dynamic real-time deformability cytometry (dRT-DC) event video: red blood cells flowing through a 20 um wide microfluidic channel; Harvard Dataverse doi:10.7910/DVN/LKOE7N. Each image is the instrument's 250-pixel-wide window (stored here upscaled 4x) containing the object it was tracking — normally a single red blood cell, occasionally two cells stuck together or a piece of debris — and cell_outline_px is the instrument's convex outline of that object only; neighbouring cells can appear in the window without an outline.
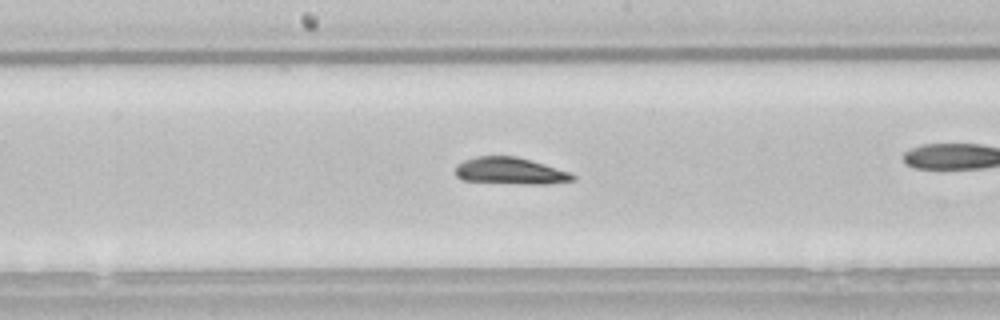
{"species": "common noctule bat (a hibernating species)", "species_latin": "Nyctalus noctula", "temperature_condition": "room temperature", "stored_images_in_passage": 49, "camera_frame_rate_fps": 3000, "um_per_image_px": 0.085, "animal": {"sex": "male", "body_mass_g": 21.5, "forearm_length_mm": 52.0}, "frame": {"image": 1, "passage_image": 22, "time_ms": 7.0, "image_size_px": [1000, 320], "cell_outline_px": [[576, 180], [548, 184], [528, 184], [460, 180], [456, 176], [456, 168], [464, 160], [476, 156], [516, 156], [544, 164], [568, 172], [576, 176]], "centroid_in_image_um": [43.38, 14.53], "position_along_channel_um": 204.8, "area_um2": 18.15}}
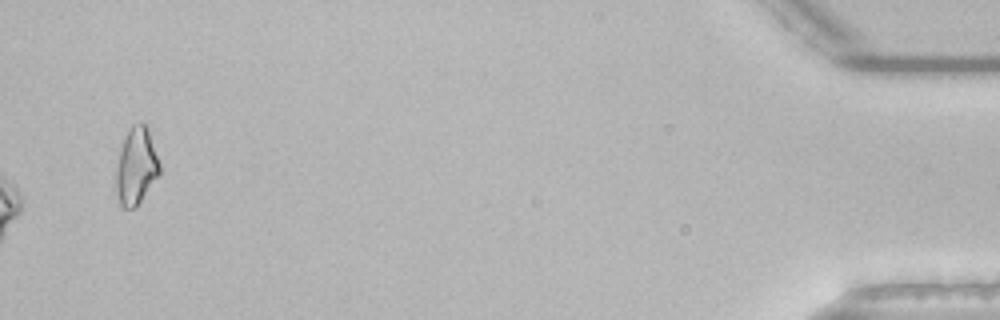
{"frame": {"image": 2, "passage_image": 49, "time_ms": 16.0, "image_size_px": [1000, 320], "cell_outline_px": [[160, 172], [136, 208], [120, 208], [116, 192], [116, 168], [124, 136], [132, 124], [144, 120], [148, 128], [160, 164]], "centroid_in_image_um": [11.57, 14.11], "position_along_channel_um": 423.6, "area_um2": 19.65}, "authors_computed_cell_mechanics": {"area_um2": 18.496, "velocity_mm_per_s": 3.8033, "shape_relaxation_time_tau1_ms": 9.1362, "shape_relaxation_time_tau2_ms": 2.3506, "deformation_change_tau1": 0.2194, "deformation_change_tau2": 0.1098}}